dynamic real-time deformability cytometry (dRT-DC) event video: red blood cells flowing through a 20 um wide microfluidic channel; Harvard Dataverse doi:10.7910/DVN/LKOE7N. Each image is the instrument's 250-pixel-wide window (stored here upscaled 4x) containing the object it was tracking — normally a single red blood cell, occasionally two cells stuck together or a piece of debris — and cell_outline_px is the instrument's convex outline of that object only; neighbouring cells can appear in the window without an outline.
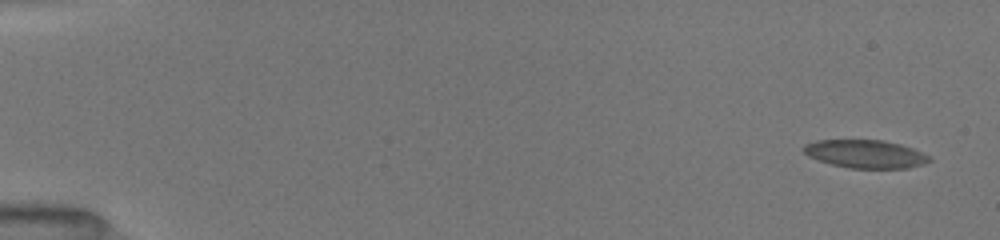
{"species": "common noctule bat (a hibernating species)", "species_latin": "Nyctalus noctula", "temperature_condition": "room temperature", "stored_images_in_passage": 13, "camera_frame_rate_fps": 3000, "um_per_image_px": 0.085, "animal": {"sex": "female", "body_mass_g": 19.5, "forearm_length_mm": 54.1}, "frame": {"image": 1, "passage_image": 2, "time_ms": 0.667, "image_size_px": [1000, 240], "cell_outline_px": [[932, 160], [908, 168], [848, 168], [832, 164], [808, 156], [800, 148], [804, 144], [816, 140], [884, 140], [900, 144], [912, 148], [928, 156]], "centroid_in_image_um": [73.5, 13.08], "position_along_channel_um": 11.5, "area_um2": 20.46}}
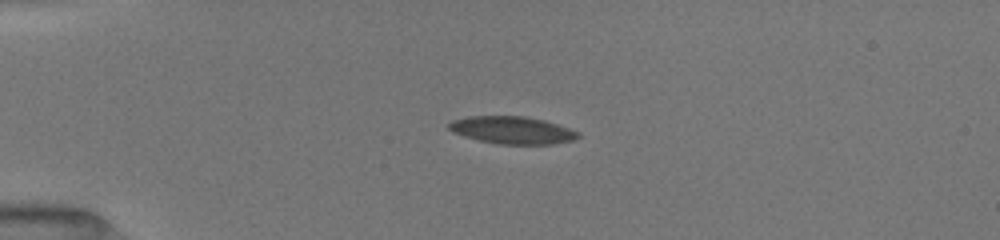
{"frame": {"image": 2, "passage_image": 8, "time_ms": 4.333, "image_size_px": [1000, 240], "cell_outline_px": [[580, 136], [572, 140], [552, 144], [496, 144], [464, 136], [452, 132], [448, 128], [448, 124], [452, 120], [468, 116], [524, 116], [544, 120], [580, 132]], "centroid_in_image_um": [43.52, 11.06], "position_along_channel_um": 41.5, "area_um2": 20.58}}
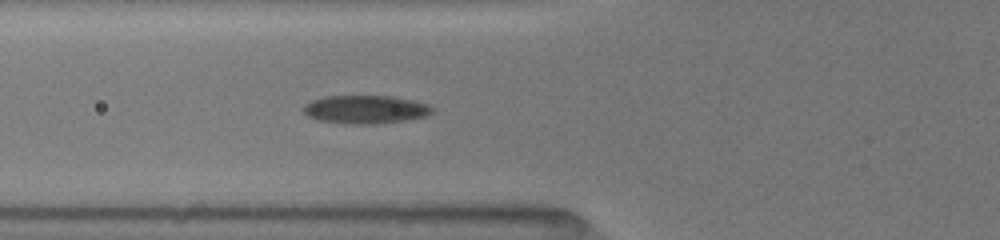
{"frame": {"image": 3, "passage_image": 13, "time_ms": 6.667, "image_size_px": [1000, 240], "cell_outline_px": [[436, 108], [428, 116], [380, 124], [348, 124], [320, 120], [308, 116], [304, 112], [304, 104], [312, 100], [324, 96], [388, 96], [428, 104]], "centroid_in_image_um": [31.07, 9.31], "position_along_channel_um": 94.7, "area_um2": 21.15}}